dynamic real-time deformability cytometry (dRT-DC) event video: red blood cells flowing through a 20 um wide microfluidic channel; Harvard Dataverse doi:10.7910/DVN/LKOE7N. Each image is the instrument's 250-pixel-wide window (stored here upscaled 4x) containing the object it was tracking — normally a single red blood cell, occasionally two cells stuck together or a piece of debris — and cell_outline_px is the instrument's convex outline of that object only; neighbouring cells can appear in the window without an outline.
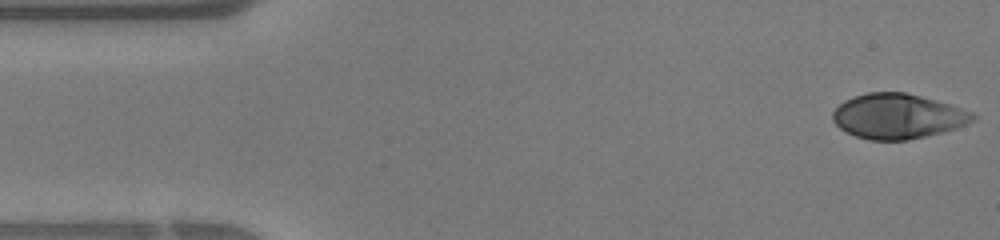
{"species": "human", "species_latin": "Homo sapiens", "temperature_condition": "warm", "stored_images_in_passage": 36, "camera_frame_rate_fps": 3000, "um_per_image_px": 0.085, "donor": {"sex": "female"}, "frame": {"image": 1, "passage_image": 1, "time_ms": 0.0, "image_size_px": [1000, 240], "cell_outline_px": [[976, 120], [956, 128], [944, 132], [908, 140], [868, 140], [856, 136], [840, 128], [832, 120], [832, 112], [844, 100], [868, 92], [904, 92], [936, 100], [972, 112], [976, 116]], "centroid_in_image_um": [76.31, 9.89], "position_along_channel_um": 8.7, "area_um2": 36.59}}
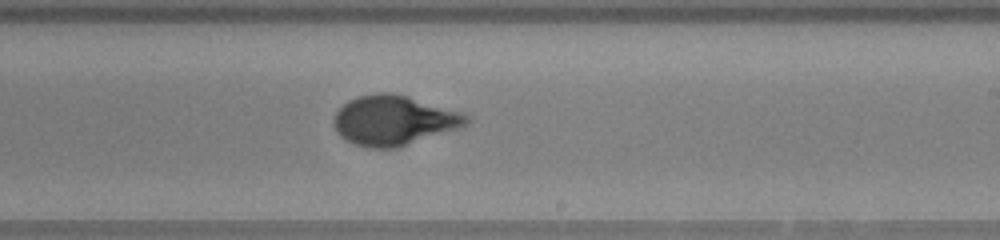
{"frame": {"image": 2, "passage_image": 22, "time_ms": 7.0, "image_size_px": [1000, 240], "cell_outline_px": [[468, 124], [396, 148], [372, 148], [356, 144], [340, 136], [336, 132], [332, 120], [336, 112], [348, 100], [356, 96], [376, 92], [388, 92], [408, 96], [460, 112], [468, 116]], "centroid_in_image_um": [33.41, 10.21], "position_along_channel_um": 255.6, "area_um2": 37.97}}
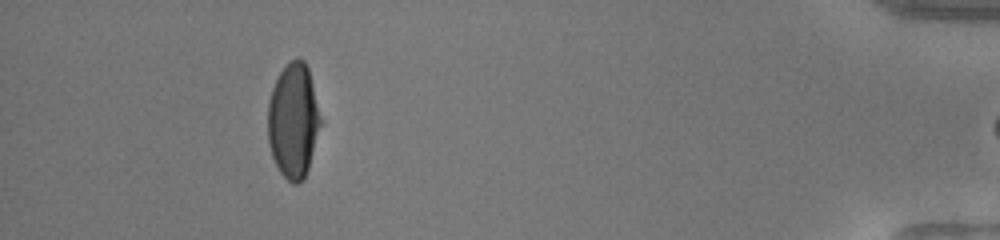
{"frame": {"image": 3, "passage_image": 35, "time_ms": 11.333, "image_size_px": [1000, 240], "cell_outline_px": [[320, 124], [308, 168], [304, 180], [296, 184], [292, 184], [280, 172], [272, 156], [268, 144], [268, 104], [272, 88], [280, 72], [296, 56], [304, 60], [308, 68], [320, 116]], "centroid_in_image_um": [24.91, 10.27], "position_along_channel_um": 410.3, "area_um2": 34.8}}